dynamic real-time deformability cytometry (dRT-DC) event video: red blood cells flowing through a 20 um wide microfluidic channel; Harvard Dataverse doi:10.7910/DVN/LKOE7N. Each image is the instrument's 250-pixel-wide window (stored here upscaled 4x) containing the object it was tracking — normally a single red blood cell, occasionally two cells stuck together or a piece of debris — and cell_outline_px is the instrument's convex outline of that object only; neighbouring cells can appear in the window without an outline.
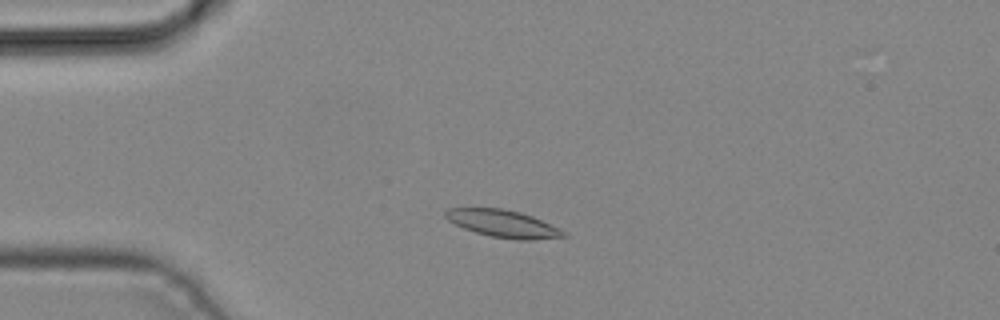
{"species": "common noctule bat (a hibernating species)", "species_latin": "Nyctalus noctula", "temperature_condition": "cold", "stored_images_in_passage": 3, "camera_frame_rate_fps": 3000, "um_per_image_px": 0.085, "animal": {"sex": "male", "body_mass_g": 19.2, "forearm_length_mm": 51.8}, "frame": {"image": 1, "passage_image": 2, "time_ms": 0.333, "image_size_px": [1000, 320], "cell_outline_px": [[568, 236], [532, 240], [520, 240], [492, 236], [476, 232], [464, 228], [448, 220], [444, 216], [444, 212], [448, 208], [504, 208], [520, 212], [532, 216], [568, 232]], "centroid_in_image_um": [42.78, 19.0], "position_along_channel_um": 42.2, "area_um2": 18.73}}